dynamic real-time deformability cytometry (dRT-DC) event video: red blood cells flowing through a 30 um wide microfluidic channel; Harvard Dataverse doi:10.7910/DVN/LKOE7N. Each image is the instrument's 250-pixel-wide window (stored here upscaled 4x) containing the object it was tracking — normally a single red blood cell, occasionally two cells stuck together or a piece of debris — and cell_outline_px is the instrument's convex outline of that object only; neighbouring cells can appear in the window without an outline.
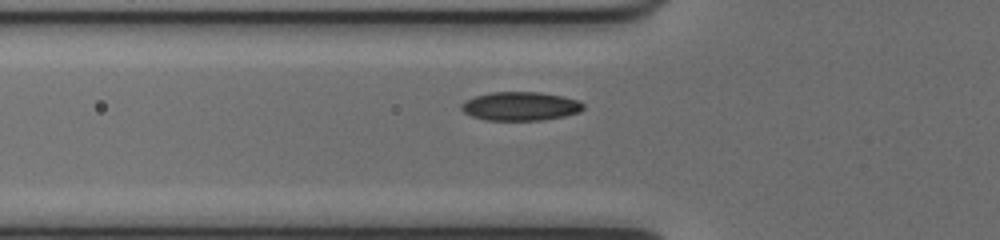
{"species": "common noctule bat (a hibernating species)", "species_latin": "Nyctalus noctula", "temperature_condition": "cold", "stored_images_in_passage": 41, "camera_frame_rate_fps": 3000, "um_per_image_px": 0.085, "animal": {"sex": "female", "body_mass_g": 17.0, "forearm_length_mm": 48.0}, "frame": {"image": 1, "passage_image": 13, "time_ms": 4.0, "image_size_px": [1000, 240], "cell_outline_px": [[584, 108], [580, 112], [564, 116], [544, 120], [488, 120], [472, 116], [464, 112], [460, 108], [460, 104], [464, 100], [476, 96], [492, 92], [540, 92], [580, 100], [584, 104]], "centroid_in_image_um": [44.24, 9.03], "position_along_channel_um": 81.6, "area_um2": 20.46}}
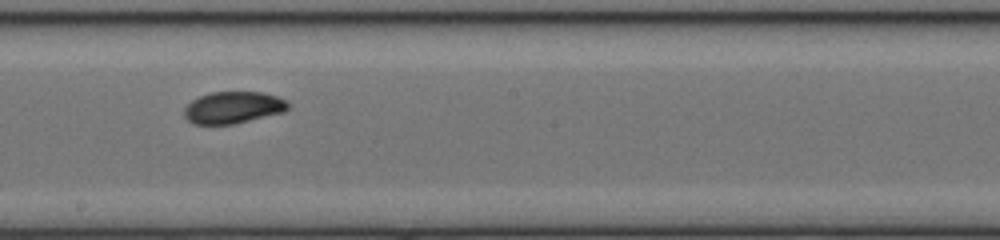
{"frame": {"image": 2, "passage_image": 24, "time_ms": 7.667, "image_size_px": [1000, 240], "cell_outline_px": [[288, 108], [284, 112], [232, 124], [192, 124], [184, 116], [184, 108], [192, 100], [200, 96], [212, 92], [264, 92], [288, 100]], "centroid_in_image_um": [19.82, 9.13], "position_along_channel_um": 228.4, "area_um2": 19.25}}
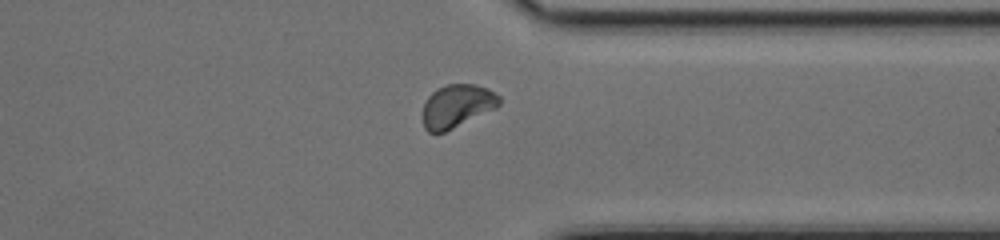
{"frame": {"image": 3, "passage_image": 35, "time_ms": 11.333, "image_size_px": [1000, 240], "cell_outline_px": [[500, 104], [496, 108], [444, 132], [428, 132], [424, 128], [424, 104], [428, 96], [436, 88], [448, 84], [476, 84], [488, 88], [500, 96]], "centroid_in_image_um": [38.86, 8.98], "position_along_channel_um": 372.5, "area_um2": 19.07}, "authors_computed_cell_mechanics": {"area_um2": 19.1318, "velocity_mm_per_s": 3.9803, "shape_relaxation_time_tau1_ms": 3.0589, "shape_relaxation_time_tau2_ms": 1.8752, "deformation_change_tau1": 0.108, "deformation_change_tau2": 0.0394}}